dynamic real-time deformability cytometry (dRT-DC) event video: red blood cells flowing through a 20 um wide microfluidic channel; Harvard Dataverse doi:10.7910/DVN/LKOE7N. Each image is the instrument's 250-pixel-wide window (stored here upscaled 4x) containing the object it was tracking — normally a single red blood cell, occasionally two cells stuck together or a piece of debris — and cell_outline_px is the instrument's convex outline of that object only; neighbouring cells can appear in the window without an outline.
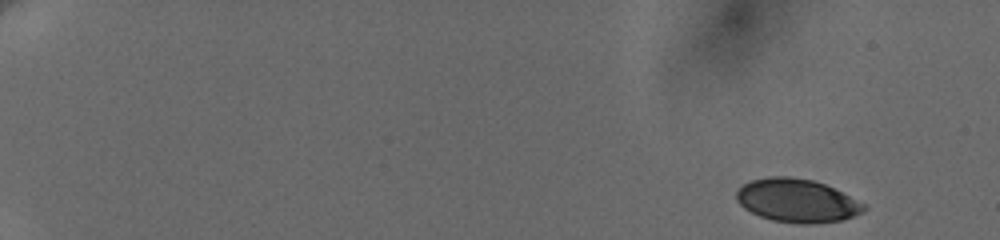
{"species": "human", "species_latin": "Homo sapiens", "temperature_condition": "cold", "stored_images_in_passage": 10, "camera_frame_rate_fps": 3000, "um_per_image_px": 0.085, "donor": {"sex": "female"}, "frame": {"image": 1, "passage_image": 1, "time_ms": 0.0, "image_size_px": [1000, 240], "cell_outline_px": [[868, 208], [864, 212], [844, 220], [812, 224], [800, 224], [772, 220], [760, 216], [744, 208], [736, 200], [736, 192], [744, 184], [752, 180], [768, 176], [788, 176], [812, 180], [824, 184], [864, 204]], "centroid_in_image_um": [67.74, 17.06], "position_along_channel_um": 17.3, "area_um2": 32.08}}
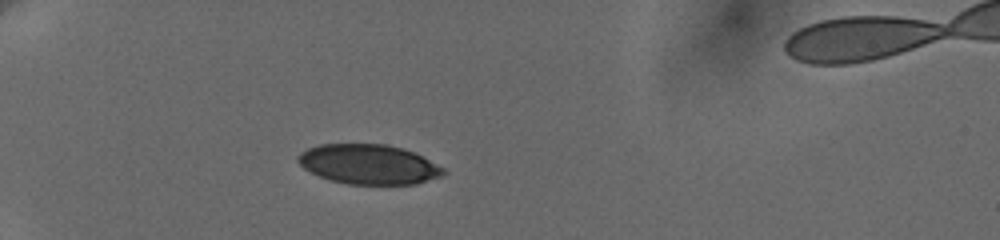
{"frame": {"image": 2, "passage_image": 7, "time_ms": 5.0, "image_size_px": [1000, 240], "cell_outline_px": [[444, 172], [440, 176], [416, 184], [348, 184], [332, 180], [320, 176], [304, 168], [296, 160], [296, 156], [300, 152], [308, 148], [320, 144], [384, 144], [404, 148], [416, 152], [444, 168]], "centroid_in_image_um": [31.33, 13.95], "position_along_channel_um": 53.7, "area_um2": 33.64}}
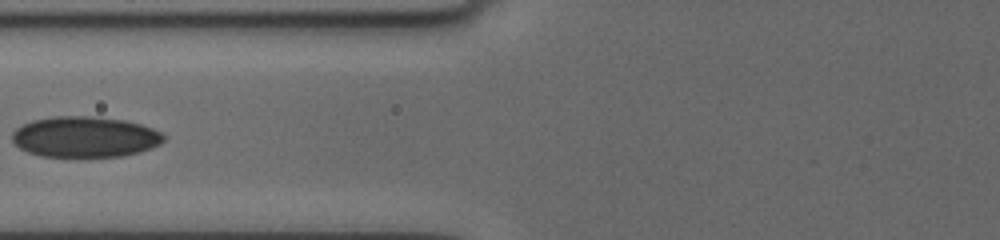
{"frame": {"image": 3, "passage_image": 10, "time_ms": 7.667, "image_size_px": [1000, 240], "cell_outline_px": [[164, 140], [160, 144], [152, 148], [140, 152], [124, 156], [40, 156], [28, 152], [20, 148], [12, 140], [12, 132], [16, 128], [32, 120], [56, 116], [92, 116], [124, 120], [140, 124], [152, 128], [160, 132], [164, 136]], "centroid_in_image_um": [7.22, 11.63], "position_along_channel_um": 118.6, "area_um2": 35.95}}